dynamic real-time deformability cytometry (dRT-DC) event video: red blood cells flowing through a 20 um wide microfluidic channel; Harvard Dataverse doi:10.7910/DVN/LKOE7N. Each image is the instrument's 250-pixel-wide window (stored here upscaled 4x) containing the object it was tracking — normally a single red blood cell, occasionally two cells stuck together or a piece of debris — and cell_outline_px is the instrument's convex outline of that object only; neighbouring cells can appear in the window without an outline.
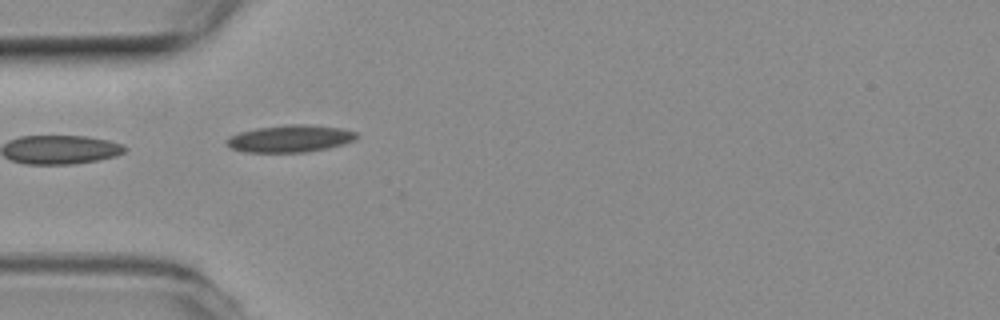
{"species": "common noctule bat (a hibernating species)", "species_latin": "Nyctalus noctula", "temperature_condition": "room temperature", "stored_images_in_passage": 5, "camera_frame_rate_fps": 3000, "um_per_image_px": 0.085, "animal": {"sex": "female", "body_mass_g": 19.3, "forearm_length_mm": 54.1}, "frame": {"image": 1, "passage_image": 5, "time_ms": 1.333, "image_size_px": [1000, 320], "cell_outline_px": [[360, 136], [356, 140], [344, 144], [328, 148], [304, 152], [244, 152], [232, 148], [228, 144], [228, 136], [240, 132], [256, 128], [284, 124], [304, 124], [340, 128], [356, 132]], "centroid_in_image_um": [24.7, 11.77], "position_along_channel_um": 60.3, "area_um2": 20.58}}